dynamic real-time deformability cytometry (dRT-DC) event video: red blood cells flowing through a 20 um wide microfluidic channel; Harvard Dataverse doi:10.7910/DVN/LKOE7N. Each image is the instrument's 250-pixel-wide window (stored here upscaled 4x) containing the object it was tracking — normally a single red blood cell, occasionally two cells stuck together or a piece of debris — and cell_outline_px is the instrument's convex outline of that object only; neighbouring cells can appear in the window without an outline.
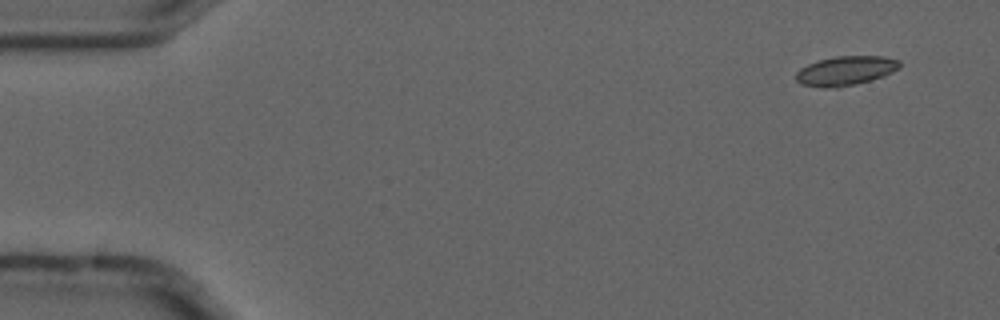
{"species": "common noctule bat (a hibernating species)", "species_latin": "Nyctalus noctula", "temperature_condition": "cold", "stored_images_in_passage": 4, "camera_frame_rate_fps": 3000, "um_per_image_px": 0.085, "animal": {"sex": "male", "forearm_length_mm": 52.5}, "frame": {"image": 1, "passage_image": 2, "time_ms": 0.333, "image_size_px": [1000, 320], "cell_outline_px": [[900, 68], [884, 76], [872, 80], [840, 88], [820, 88], [800, 84], [796, 80], [796, 72], [800, 68], [808, 64], [820, 60], [836, 56], [884, 56], [900, 60]], "centroid_in_image_um": [71.88, 6.03], "position_along_channel_um": 13.1, "area_um2": 17.98}}